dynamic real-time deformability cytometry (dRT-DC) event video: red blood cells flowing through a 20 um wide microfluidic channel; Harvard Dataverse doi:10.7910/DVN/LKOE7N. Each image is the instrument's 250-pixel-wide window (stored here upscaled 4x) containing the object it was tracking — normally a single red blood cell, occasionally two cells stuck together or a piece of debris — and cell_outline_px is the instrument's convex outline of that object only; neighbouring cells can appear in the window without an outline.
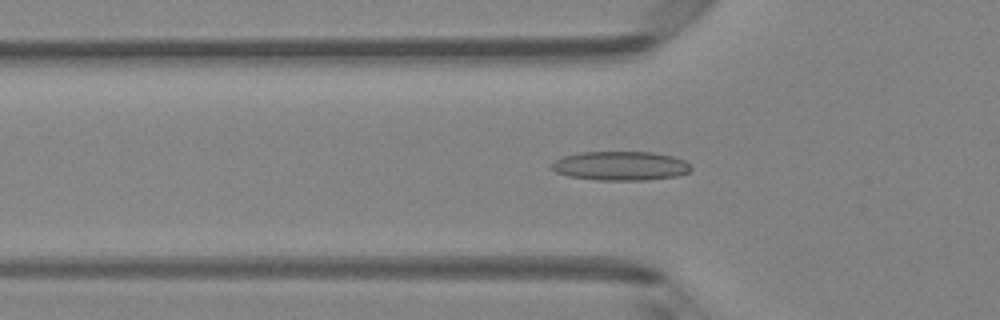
{"species": "Egyptian fruit bat (a non-hibernating species)", "species_latin": "Rousettus aegyptiacus", "temperature_condition": "room temperature", "stored_images_in_passage": 48, "camera_frame_rate_fps": 3000, "um_per_image_px": 0.085, "animal": {"sex": "female"}, "frame": {"image": 1, "passage_image": 16, "time_ms": 5.0, "image_size_px": [1000, 320], "cell_outline_px": [[692, 168], [688, 172], [676, 176], [648, 180], [600, 180], [568, 176], [556, 172], [552, 168], [552, 164], [556, 160], [564, 156], [580, 152], [652, 152], [672, 156], [684, 160]], "centroid_in_image_um": [52.75, 14.1], "position_along_channel_um": 73.0, "area_um2": 23.47}}
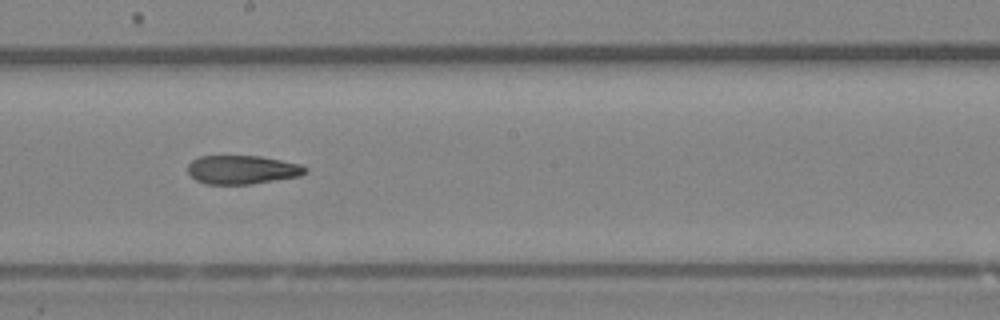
{"frame": {"image": 2, "passage_image": 27, "time_ms": 8.667, "image_size_px": [1000, 320], "cell_outline_px": [[308, 172], [300, 176], [252, 184], [204, 184], [196, 180], [188, 172], [188, 164], [192, 160], [200, 156], [260, 156], [300, 164], [308, 168]], "centroid_in_image_um": [20.6, 14.43], "position_along_channel_um": 227.6, "area_um2": 19.71}}
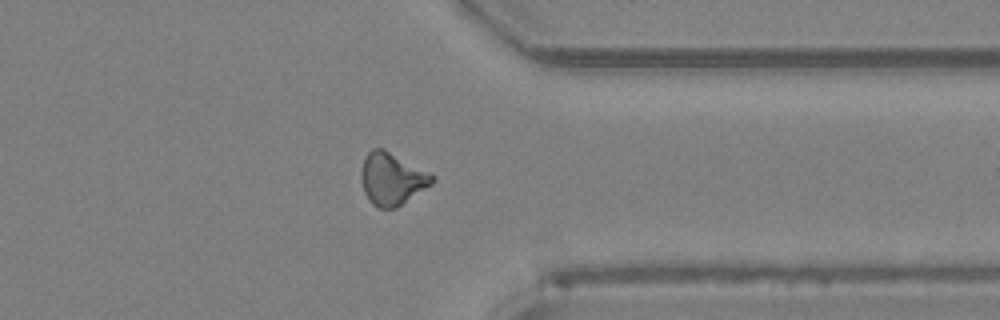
{"frame": {"image": 3, "passage_image": 38, "time_ms": 12.333, "image_size_px": [1000, 320], "cell_outline_px": [[436, 180], [432, 184], [396, 208], [380, 208], [372, 204], [364, 192], [360, 180], [360, 172], [364, 156], [372, 148], [384, 148], [436, 176]], "centroid_in_image_um": [33.3, 15.19], "position_along_channel_um": 378.1, "area_um2": 21.79}, "authors_computed_cell_mechanics": {"area_um2": 20.9236, "velocity_mm_per_s": 4.2184, "shape_relaxation_time_tau1_ms": null, "shape_relaxation_time_tau2_ms": 4.1812, "deformation_change_tau1": null, "deformation_change_tau2": 0.1338}}